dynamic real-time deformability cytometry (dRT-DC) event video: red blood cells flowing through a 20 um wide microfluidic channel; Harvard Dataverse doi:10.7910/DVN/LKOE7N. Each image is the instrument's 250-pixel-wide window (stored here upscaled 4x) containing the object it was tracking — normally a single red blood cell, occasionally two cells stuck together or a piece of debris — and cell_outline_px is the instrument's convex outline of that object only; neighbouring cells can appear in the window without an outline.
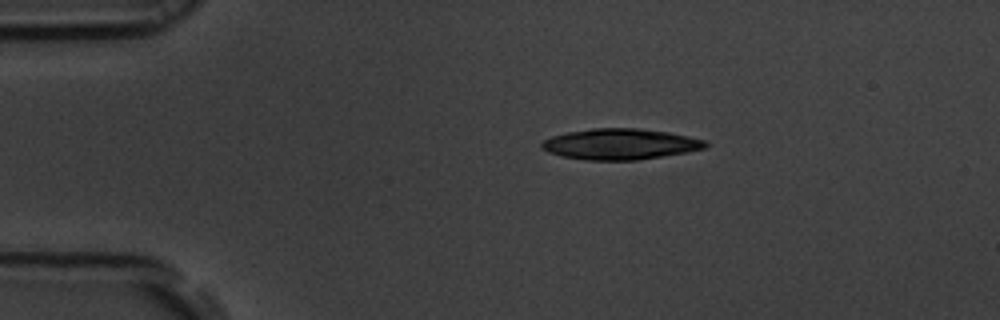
{"species": "common noctule bat (a hibernating species)", "species_latin": "Nyctalus noctula", "temperature_condition": "room temperature", "stored_images_in_passage": 44, "camera_frame_rate_fps": 3000, "um_per_image_px": 0.085, "animal": {"sex": "male", "body_mass_g": 19.5, "forearm_length_mm": 54.6}, "frame": {"image": 1, "passage_image": 1, "time_ms": 0.0, "image_size_px": [1000, 320], "cell_outline_px": [[708, 148], [688, 152], [636, 160], [584, 160], [560, 156], [548, 152], [540, 148], [540, 144], [544, 140], [552, 136], [568, 132], [592, 128], [640, 128], [668, 132], [708, 140]], "centroid_in_image_um": [52.74, 12.25], "position_along_channel_um": 32.3, "area_um2": 29.71}}